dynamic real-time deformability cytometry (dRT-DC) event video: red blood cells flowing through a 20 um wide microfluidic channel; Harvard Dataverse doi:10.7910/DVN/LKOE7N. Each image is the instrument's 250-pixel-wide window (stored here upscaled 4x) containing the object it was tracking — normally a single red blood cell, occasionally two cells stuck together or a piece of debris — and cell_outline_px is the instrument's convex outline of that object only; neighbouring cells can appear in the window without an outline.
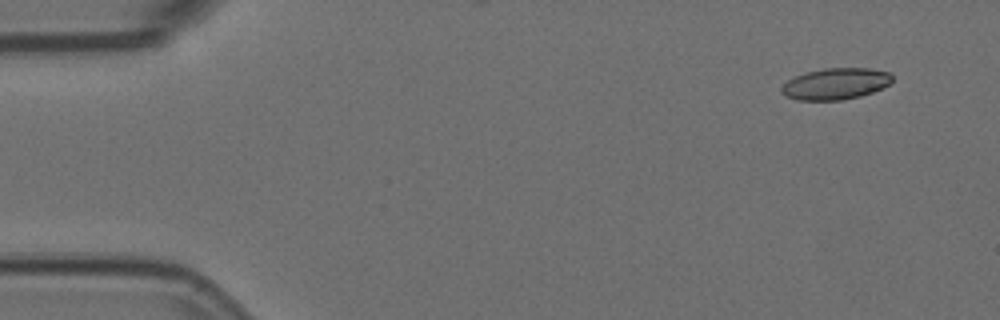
{"species": "Egyptian fruit bat (a non-hibernating species)", "species_latin": "Rousettus aegyptiacus", "temperature_condition": "room temperature", "stored_images_in_passage": 7, "camera_frame_rate_fps": 3000, "um_per_image_px": 0.085, "animal": {"sex": "female"}, "frame": {"image": 1, "passage_image": 1, "time_ms": 0.0, "image_size_px": [1000, 320], "cell_outline_px": [[892, 80], [888, 84], [872, 92], [860, 96], [840, 100], [796, 100], [784, 96], [780, 92], [780, 88], [788, 80], [796, 76], [808, 72], [824, 68], [872, 68], [892, 72]], "centroid_in_image_um": [71.02, 7.12], "position_along_channel_um": 14.0, "area_um2": 20.29}}
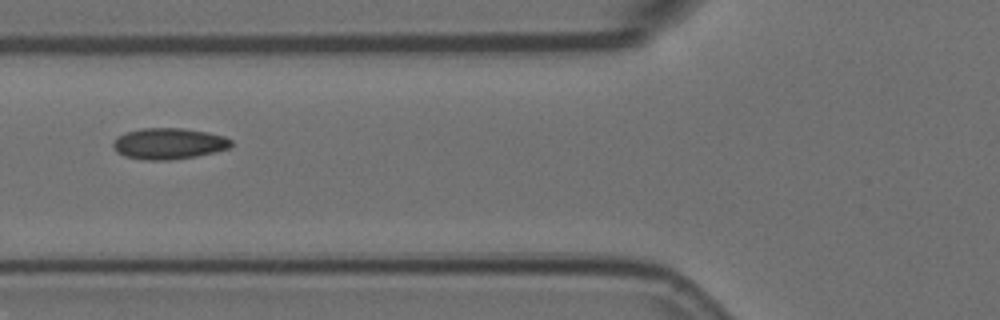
{"frame": {"image": 2, "passage_image": 6, "time_ms": 1.667, "image_size_px": [1000, 320], "cell_outline_px": [[232, 144], [228, 148], [196, 156], [168, 160], [144, 160], [124, 156], [116, 152], [112, 144], [116, 136], [140, 128], [184, 128], [208, 132], [224, 136], [232, 140]], "centroid_in_image_um": [14.31, 12.2], "position_along_channel_um": 111.5, "area_um2": 21.44}}
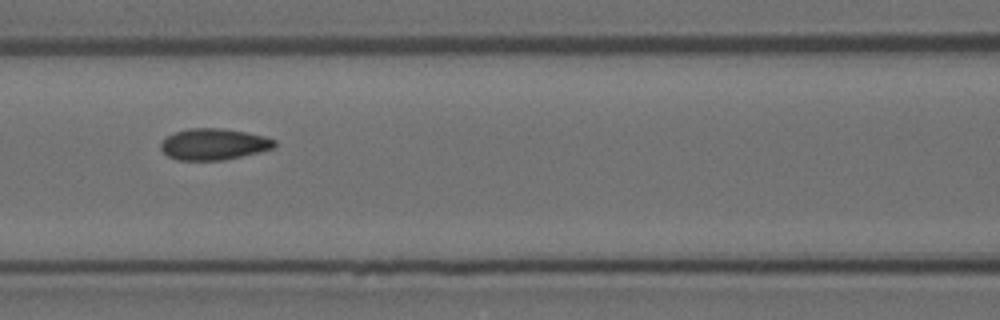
{"frame": {"image": 3, "passage_image": 7, "time_ms": 2.0, "image_size_px": [1000, 320], "cell_outline_px": [[276, 148], [260, 152], [224, 160], [180, 160], [168, 156], [160, 148], [160, 144], [168, 136], [176, 132], [188, 128], [220, 128], [244, 132], [264, 136], [276, 140]], "centroid_in_image_um": [18.2, 12.26], "position_along_channel_um": 148.4, "area_um2": 20.69}}